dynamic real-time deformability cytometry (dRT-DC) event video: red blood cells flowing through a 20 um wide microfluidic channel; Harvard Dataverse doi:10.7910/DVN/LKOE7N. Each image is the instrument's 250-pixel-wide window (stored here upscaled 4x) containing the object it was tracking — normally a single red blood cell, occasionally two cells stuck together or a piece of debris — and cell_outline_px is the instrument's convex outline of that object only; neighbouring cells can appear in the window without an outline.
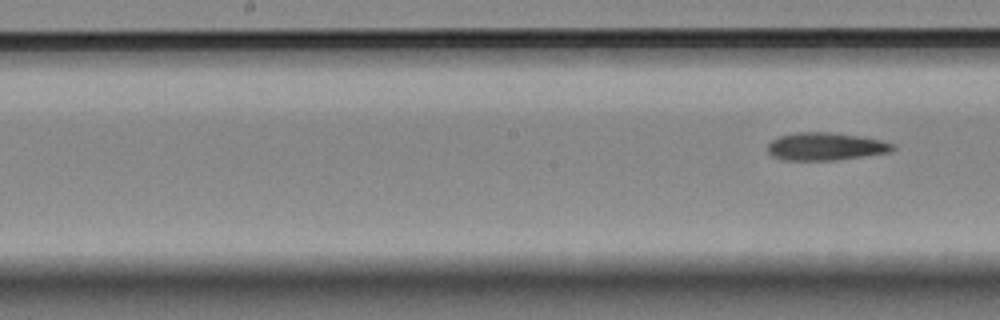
{"species": "Egyptian fruit bat (a non-hibernating species)", "species_latin": "Rousettus aegyptiacus", "temperature_condition": "room temperature", "stored_images_in_passage": 10, "segment_of_instrument_passage": [2, 2], "camera_frame_rate_fps": 3000, "um_per_image_px": 0.085, "animal": {"sex": "female"}, "frame": {"image": 1, "passage_image": 10, "time_ms": 11.333, "image_size_px": [1000, 320], "cell_outline_px": [[896, 148], [888, 152], [836, 160], [784, 160], [772, 156], [768, 152], [768, 144], [772, 140], [780, 136], [796, 132], [836, 132], [860, 136], [880, 140], [896, 144]], "centroid_in_image_um": [70.17, 12.44], "position_along_channel_um": 178.0, "area_um2": 20.23}}